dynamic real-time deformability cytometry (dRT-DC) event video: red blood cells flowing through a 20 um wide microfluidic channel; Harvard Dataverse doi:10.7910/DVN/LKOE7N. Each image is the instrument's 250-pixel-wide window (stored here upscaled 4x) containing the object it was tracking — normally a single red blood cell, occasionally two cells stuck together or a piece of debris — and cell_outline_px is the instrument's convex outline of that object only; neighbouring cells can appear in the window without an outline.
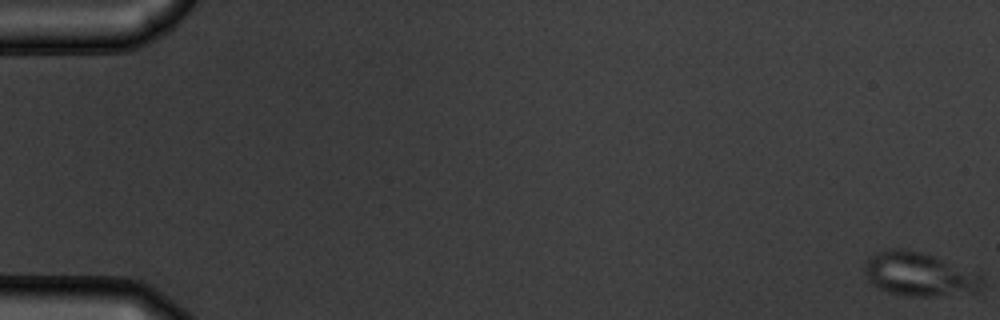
{"species": "common noctule bat (a hibernating species)", "species_latin": "Nyctalus noctula", "temperature_condition": "warm", "stored_images_in_passage": 16, "camera_frame_rate_fps": 3000, "um_per_image_px": 0.085, "animal": {"sex": "male", "body_mass_g": 19.5, "forearm_length_mm": 54.6}, "frame": {"image": 1, "passage_image": 1, "time_ms": 0.0, "image_size_px": [1000, 320], "cell_outline_px": [[984, 284], [976, 292], [936, 296], [908, 296], [888, 292], [872, 284], [868, 280], [864, 268], [864, 260], [868, 256], [884, 248], [900, 248], [920, 252], [980, 272]], "centroid_in_image_um": [78.13, 23.3], "position_along_channel_um": 6.9, "area_um2": 30.35}}